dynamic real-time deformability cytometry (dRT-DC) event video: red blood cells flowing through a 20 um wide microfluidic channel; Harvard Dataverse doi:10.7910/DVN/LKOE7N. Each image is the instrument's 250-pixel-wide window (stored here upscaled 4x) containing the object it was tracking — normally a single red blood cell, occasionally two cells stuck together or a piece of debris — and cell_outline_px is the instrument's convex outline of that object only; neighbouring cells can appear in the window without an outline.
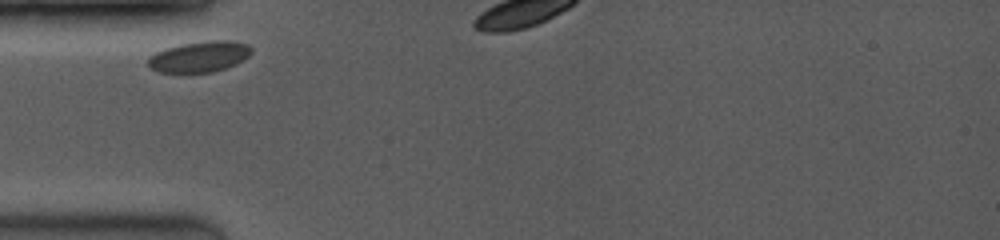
{"species": "common noctule bat (a hibernating species)", "species_latin": "Nyctalus noctula", "temperature_condition": "room temperature", "stored_images_in_passage": 2, "camera_frame_rate_fps": 3500, "um_per_image_px": 0.085, "animal": {"sex": "female", "body_mass_g": 19.0, "forearm_length_mm": 53.3}, "frame": {"image": 1, "passage_image": 1, "time_ms": 0.0, "image_size_px": [1000, 240], "cell_outline_px": [[252, 52], [248, 56], [236, 64], [212, 72], [156, 72], [148, 64], [148, 60], [156, 52], [164, 48], [180, 44], [212, 40], [224, 40], [248, 44], [252, 48]], "centroid_in_image_um": [16.96, 4.81], "position_along_channel_um": 68.0, "area_um2": 18.38}}